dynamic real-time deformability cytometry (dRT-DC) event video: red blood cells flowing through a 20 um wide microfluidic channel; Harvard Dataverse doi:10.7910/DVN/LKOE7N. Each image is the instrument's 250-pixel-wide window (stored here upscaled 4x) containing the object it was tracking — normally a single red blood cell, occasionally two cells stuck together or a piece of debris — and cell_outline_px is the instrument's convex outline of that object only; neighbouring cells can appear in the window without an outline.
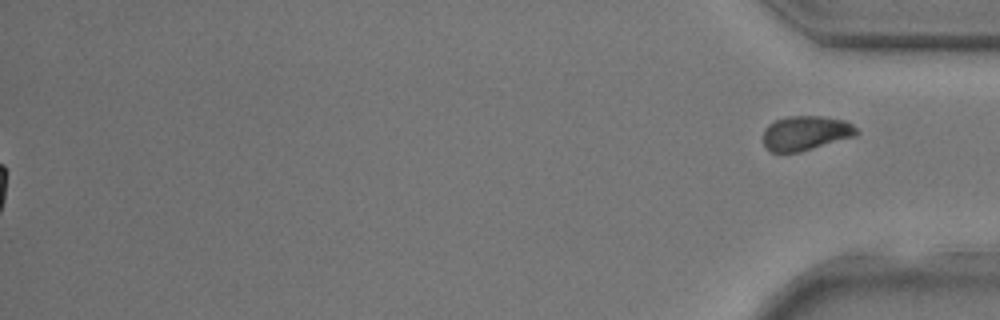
{"species": "common noctule bat (a hibernating species)", "species_latin": "Nyctalus noctula", "temperature_condition": "room temperature", "stored_images_in_passage": 28, "camera_frame_rate_fps": 3000, "um_per_image_px": 0.085, "animal": {"sex": "male", "body_mass_g": 17.9, "forearm_length_mm": 54.2}, "frame": {"image": 1, "passage_image": 28, "time_ms": 9.0, "image_size_px": [1000, 320], "cell_outline_px": [[860, 132], [856, 136], [800, 152], [772, 152], [764, 144], [764, 128], [768, 124], [776, 120], [788, 116], [824, 116], [844, 120], [852, 124]], "centroid_in_image_um": [68.51, 11.3], "position_along_channel_um": 366.7, "area_um2": 18.84}}